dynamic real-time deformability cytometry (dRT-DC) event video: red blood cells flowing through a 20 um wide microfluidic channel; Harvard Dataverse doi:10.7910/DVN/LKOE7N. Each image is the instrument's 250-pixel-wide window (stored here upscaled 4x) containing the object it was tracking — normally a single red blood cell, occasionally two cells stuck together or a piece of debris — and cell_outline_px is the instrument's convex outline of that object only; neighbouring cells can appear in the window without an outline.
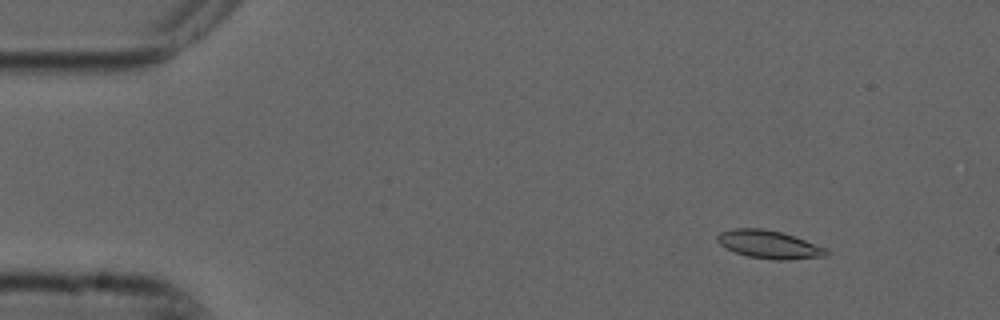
{"species": "common noctule bat (a hibernating species)", "species_latin": "Nyctalus noctula", "temperature_condition": "cold", "stored_images_in_passage": 54, "camera_frame_rate_fps": 3000, "um_per_image_px": 0.085, "animal": {"sex": "male", "forearm_length_mm": 52.5}, "frame": {"image": 1, "passage_image": 6, "time_ms": 1.667, "image_size_px": [1000, 320], "cell_outline_px": [[828, 256], [788, 260], [776, 260], [748, 256], [736, 252], [720, 244], [716, 240], [716, 236], [720, 232], [732, 228], [760, 228], [780, 232], [828, 248]], "centroid_in_image_um": [65.38, 20.78], "position_along_channel_um": 19.6, "area_um2": 17.69}}
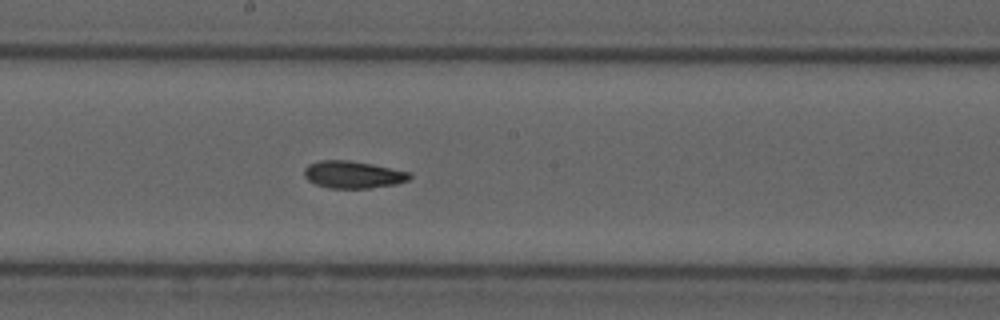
{"frame": {"image": 2, "passage_image": 29, "time_ms": 9.333, "image_size_px": [1000, 320], "cell_outline_px": [[412, 176], [408, 180], [396, 184], [368, 188], [328, 188], [316, 184], [308, 180], [304, 176], [304, 168], [308, 164], [320, 160], [348, 160], [372, 164], [412, 172]], "centroid_in_image_um": [30.01, 14.83], "position_along_channel_um": 218.2, "area_um2": 16.82}}
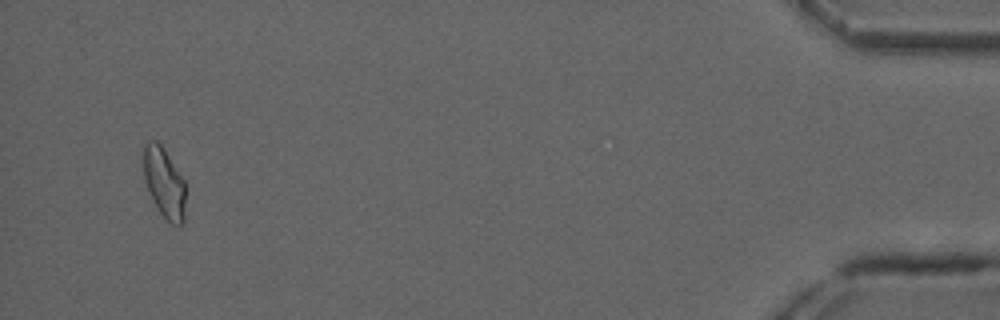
{"frame": {"image": 3, "passage_image": 52, "time_ms": 17.0, "image_size_px": [1000, 320], "cell_outline_px": [[184, 220], [180, 224], [172, 224], [156, 208], [148, 192], [144, 180], [144, 144], [148, 140], [156, 140], [164, 148], [184, 180]], "centroid_in_image_um": [13.93, 15.5], "position_along_channel_um": 421.3, "area_um2": 17.05}, "authors_computed_cell_mechanics": {"area_um2": 16.8487, "velocity_mm_per_s": 3.7303, "shape_relaxation_time_tau1_ms": null, "shape_relaxation_time_tau2_ms": 3.974, "deformation_change_tau1": null, "deformation_change_tau2": 0.0889}}